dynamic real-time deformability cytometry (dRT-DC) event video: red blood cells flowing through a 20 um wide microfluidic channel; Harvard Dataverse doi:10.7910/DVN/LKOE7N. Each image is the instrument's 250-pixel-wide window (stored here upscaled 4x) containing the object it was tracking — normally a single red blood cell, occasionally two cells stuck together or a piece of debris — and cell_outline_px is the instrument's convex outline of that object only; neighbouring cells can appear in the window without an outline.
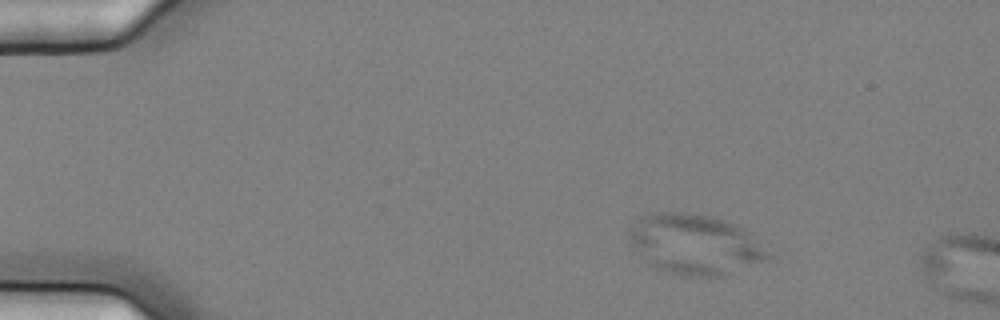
{"species": "common noctule bat (a hibernating species)", "species_latin": "Nyctalus noctula", "temperature_condition": "cold", "stored_images_in_passage": 3, "camera_frame_rate_fps": 3000, "um_per_image_px": 0.085, "animal": {"sex": "female", "body_mass_g": 25.1}, "frame": {"image": 1, "passage_image": 2, "time_ms": 0.333, "image_size_px": [1000, 320], "cell_outline_px": [[768, 256], [760, 260], [720, 276], [688, 276], [668, 272], [656, 268], [648, 264], [644, 260], [628, 240], [628, 236], [640, 220], [644, 216], [656, 212], [684, 212], [708, 216], [724, 220], [744, 228], [752, 232]], "centroid_in_image_um": [59.02, 20.75], "position_along_channel_um": 26.0, "area_um2": 47.34}}